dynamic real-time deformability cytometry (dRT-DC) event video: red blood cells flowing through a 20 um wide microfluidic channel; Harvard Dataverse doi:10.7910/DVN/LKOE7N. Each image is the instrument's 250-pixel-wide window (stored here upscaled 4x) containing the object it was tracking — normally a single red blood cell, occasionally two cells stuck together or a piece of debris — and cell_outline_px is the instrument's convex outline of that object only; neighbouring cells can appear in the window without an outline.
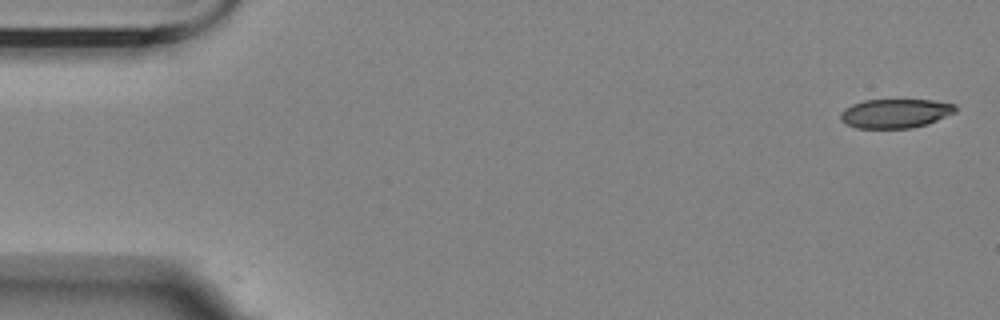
{"species": "Egyptian fruit bat (a non-hibernating species)", "species_latin": "Rousettus aegyptiacus", "temperature_condition": "room temperature", "stored_images_in_passage": 4, "camera_frame_rate_fps": 3000, "um_per_image_px": 0.085, "animal": {"sex": "female"}, "frame": {"image": 1, "passage_image": 1, "time_ms": 0.0, "image_size_px": [1000, 320], "cell_outline_px": [[956, 112], [928, 124], [908, 128], [856, 128], [840, 120], [840, 112], [844, 108], [852, 104], [864, 100], [932, 100], [956, 104]], "centroid_in_image_um": [76.1, 9.63], "position_along_channel_um": 8.9, "area_um2": 19.54}}
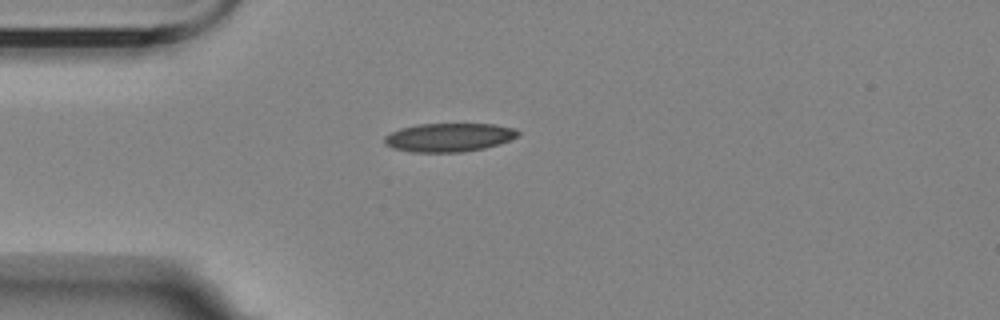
{"frame": {"image": 2, "passage_image": 4, "time_ms": 4.333, "image_size_px": [1000, 320], "cell_outline_px": [[520, 132], [516, 136], [508, 140], [484, 148], [460, 152], [412, 152], [392, 148], [384, 144], [384, 136], [400, 128], [420, 124], [496, 124], [516, 128]], "centroid_in_image_um": [38.13, 11.67], "position_along_channel_um": 46.9, "area_um2": 22.14}}